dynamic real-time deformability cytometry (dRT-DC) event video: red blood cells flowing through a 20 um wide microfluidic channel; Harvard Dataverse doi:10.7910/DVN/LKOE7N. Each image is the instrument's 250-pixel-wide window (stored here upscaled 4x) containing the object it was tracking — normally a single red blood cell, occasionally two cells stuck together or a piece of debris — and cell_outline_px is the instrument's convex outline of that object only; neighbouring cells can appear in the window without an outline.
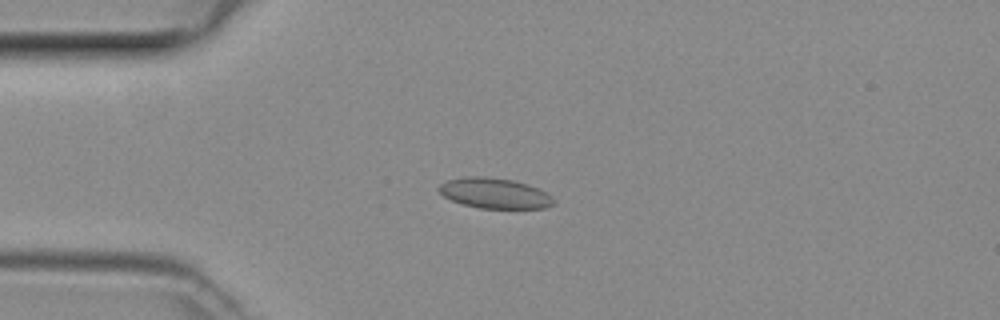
{"species": "common noctule bat (a hibernating species)", "species_latin": "Nyctalus noctula", "temperature_condition": "room temperature", "stored_images_in_passage": 38, "camera_frame_rate_fps": 3000, "um_per_image_px": 0.085, "animal": {"sex": "female", "body_mass_g": 29.2, "forearm_length_mm": 56.3}, "frame": {"image": 1, "passage_image": 8, "time_ms": 2.333, "image_size_px": [1000, 320], "cell_outline_px": [[556, 200], [552, 204], [544, 208], [480, 208], [464, 204], [452, 200], [444, 196], [436, 188], [440, 184], [448, 180], [464, 176], [488, 176], [512, 180], [528, 184], [552, 196]], "centroid_in_image_um": [42.02, 16.41], "position_along_channel_um": 43.0, "area_um2": 20.23}}
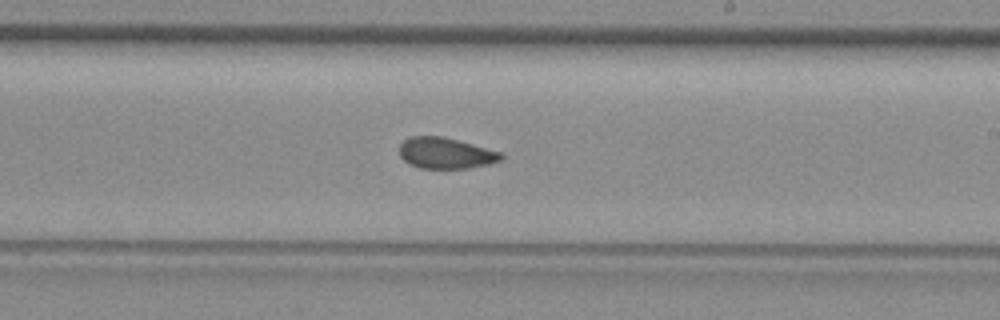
{"frame": {"image": 2, "passage_image": 24, "time_ms": 7.667, "image_size_px": [1000, 320], "cell_outline_px": [[504, 160], [488, 164], [468, 168], [420, 168], [408, 164], [400, 156], [400, 144], [404, 140], [412, 136], [444, 136], [504, 152]], "centroid_in_image_um": [37.93, 13.01], "position_along_channel_um": 251.1, "area_um2": 18.67}}
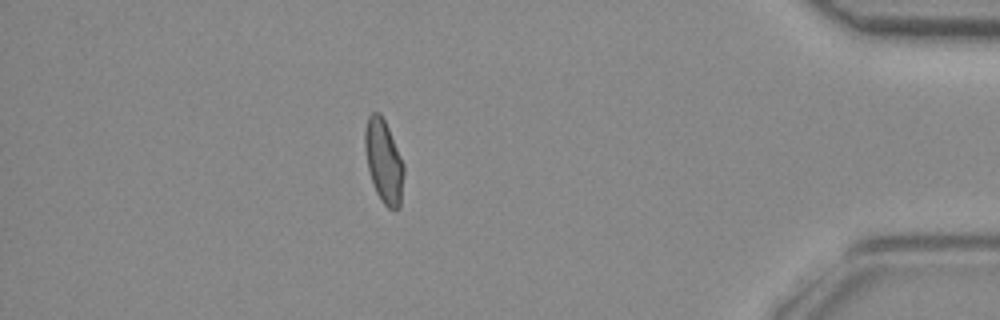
{"frame": {"image": 3, "passage_image": 38, "time_ms": 12.333, "image_size_px": [1000, 320], "cell_outline_px": [[404, 172], [400, 208], [396, 212], [388, 208], [380, 200], [372, 184], [368, 168], [364, 148], [364, 132], [368, 116], [372, 112], [380, 112], [388, 128], [404, 164]], "centroid_in_image_um": [32.61, 13.75], "position_along_channel_um": 402.6, "area_um2": 19.07}}